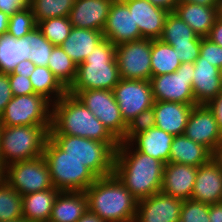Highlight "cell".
I'll return each instance as SVG.
<instances>
[{
	"label": "cell",
	"instance_id": "obj_23",
	"mask_svg": "<svg viewBox=\"0 0 222 222\" xmlns=\"http://www.w3.org/2000/svg\"><path fill=\"white\" fill-rule=\"evenodd\" d=\"M174 136L154 126L153 128L135 135L129 143L143 154L169 163L170 147Z\"/></svg>",
	"mask_w": 222,
	"mask_h": 222
},
{
	"label": "cell",
	"instance_id": "obj_26",
	"mask_svg": "<svg viewBox=\"0 0 222 222\" xmlns=\"http://www.w3.org/2000/svg\"><path fill=\"white\" fill-rule=\"evenodd\" d=\"M200 37H207L217 19V8L179 2L174 11Z\"/></svg>",
	"mask_w": 222,
	"mask_h": 222
},
{
	"label": "cell",
	"instance_id": "obj_48",
	"mask_svg": "<svg viewBox=\"0 0 222 222\" xmlns=\"http://www.w3.org/2000/svg\"><path fill=\"white\" fill-rule=\"evenodd\" d=\"M207 38L218 44L219 46H222V21L218 18L211 28V31L209 32Z\"/></svg>",
	"mask_w": 222,
	"mask_h": 222
},
{
	"label": "cell",
	"instance_id": "obj_42",
	"mask_svg": "<svg viewBox=\"0 0 222 222\" xmlns=\"http://www.w3.org/2000/svg\"><path fill=\"white\" fill-rule=\"evenodd\" d=\"M169 45L174 48L181 63H194L200 56L201 41H189V43Z\"/></svg>",
	"mask_w": 222,
	"mask_h": 222
},
{
	"label": "cell",
	"instance_id": "obj_17",
	"mask_svg": "<svg viewBox=\"0 0 222 222\" xmlns=\"http://www.w3.org/2000/svg\"><path fill=\"white\" fill-rule=\"evenodd\" d=\"M134 22L137 24L140 34L144 39H160L168 11L154 6L148 0H123Z\"/></svg>",
	"mask_w": 222,
	"mask_h": 222
},
{
	"label": "cell",
	"instance_id": "obj_54",
	"mask_svg": "<svg viewBox=\"0 0 222 222\" xmlns=\"http://www.w3.org/2000/svg\"><path fill=\"white\" fill-rule=\"evenodd\" d=\"M77 222H105L89 210Z\"/></svg>",
	"mask_w": 222,
	"mask_h": 222
},
{
	"label": "cell",
	"instance_id": "obj_20",
	"mask_svg": "<svg viewBox=\"0 0 222 222\" xmlns=\"http://www.w3.org/2000/svg\"><path fill=\"white\" fill-rule=\"evenodd\" d=\"M191 199L207 204L222 202V170L212 159L197 168Z\"/></svg>",
	"mask_w": 222,
	"mask_h": 222
},
{
	"label": "cell",
	"instance_id": "obj_7",
	"mask_svg": "<svg viewBox=\"0 0 222 222\" xmlns=\"http://www.w3.org/2000/svg\"><path fill=\"white\" fill-rule=\"evenodd\" d=\"M49 138L69 157L80 161L98 178L113 174L115 151L107 143L63 134H49Z\"/></svg>",
	"mask_w": 222,
	"mask_h": 222
},
{
	"label": "cell",
	"instance_id": "obj_38",
	"mask_svg": "<svg viewBox=\"0 0 222 222\" xmlns=\"http://www.w3.org/2000/svg\"><path fill=\"white\" fill-rule=\"evenodd\" d=\"M37 27L35 16L29 6L9 16L8 34L20 39Z\"/></svg>",
	"mask_w": 222,
	"mask_h": 222
},
{
	"label": "cell",
	"instance_id": "obj_3",
	"mask_svg": "<svg viewBox=\"0 0 222 222\" xmlns=\"http://www.w3.org/2000/svg\"><path fill=\"white\" fill-rule=\"evenodd\" d=\"M88 210L105 222H134L137 200L111 174L99 177L85 191Z\"/></svg>",
	"mask_w": 222,
	"mask_h": 222
},
{
	"label": "cell",
	"instance_id": "obj_29",
	"mask_svg": "<svg viewBox=\"0 0 222 222\" xmlns=\"http://www.w3.org/2000/svg\"><path fill=\"white\" fill-rule=\"evenodd\" d=\"M30 51L29 33L20 39L8 33L0 36V73H10L20 61L28 60Z\"/></svg>",
	"mask_w": 222,
	"mask_h": 222
},
{
	"label": "cell",
	"instance_id": "obj_35",
	"mask_svg": "<svg viewBox=\"0 0 222 222\" xmlns=\"http://www.w3.org/2000/svg\"><path fill=\"white\" fill-rule=\"evenodd\" d=\"M22 217V196L2 178L0 180V222Z\"/></svg>",
	"mask_w": 222,
	"mask_h": 222
},
{
	"label": "cell",
	"instance_id": "obj_22",
	"mask_svg": "<svg viewBox=\"0 0 222 222\" xmlns=\"http://www.w3.org/2000/svg\"><path fill=\"white\" fill-rule=\"evenodd\" d=\"M192 89L196 104H209L222 92L219 68L208 62L195 61Z\"/></svg>",
	"mask_w": 222,
	"mask_h": 222
},
{
	"label": "cell",
	"instance_id": "obj_33",
	"mask_svg": "<svg viewBox=\"0 0 222 222\" xmlns=\"http://www.w3.org/2000/svg\"><path fill=\"white\" fill-rule=\"evenodd\" d=\"M48 68L66 89L75 80L77 64L65 53L61 46L53 47L48 60Z\"/></svg>",
	"mask_w": 222,
	"mask_h": 222
},
{
	"label": "cell",
	"instance_id": "obj_8",
	"mask_svg": "<svg viewBox=\"0 0 222 222\" xmlns=\"http://www.w3.org/2000/svg\"><path fill=\"white\" fill-rule=\"evenodd\" d=\"M52 103L40 94L13 96L0 116V126L51 125Z\"/></svg>",
	"mask_w": 222,
	"mask_h": 222
},
{
	"label": "cell",
	"instance_id": "obj_37",
	"mask_svg": "<svg viewBox=\"0 0 222 222\" xmlns=\"http://www.w3.org/2000/svg\"><path fill=\"white\" fill-rule=\"evenodd\" d=\"M29 44L31 51L29 60L36 66L48 67V60L54 45L36 27L29 32Z\"/></svg>",
	"mask_w": 222,
	"mask_h": 222
},
{
	"label": "cell",
	"instance_id": "obj_31",
	"mask_svg": "<svg viewBox=\"0 0 222 222\" xmlns=\"http://www.w3.org/2000/svg\"><path fill=\"white\" fill-rule=\"evenodd\" d=\"M176 51L161 39L152 40L151 68L152 76L173 73L181 65Z\"/></svg>",
	"mask_w": 222,
	"mask_h": 222
},
{
	"label": "cell",
	"instance_id": "obj_24",
	"mask_svg": "<svg viewBox=\"0 0 222 222\" xmlns=\"http://www.w3.org/2000/svg\"><path fill=\"white\" fill-rule=\"evenodd\" d=\"M88 211L83 191H60L55 199L49 222H77Z\"/></svg>",
	"mask_w": 222,
	"mask_h": 222
},
{
	"label": "cell",
	"instance_id": "obj_10",
	"mask_svg": "<svg viewBox=\"0 0 222 222\" xmlns=\"http://www.w3.org/2000/svg\"><path fill=\"white\" fill-rule=\"evenodd\" d=\"M194 63H182L173 73L152 76L150 79L154 101H171L197 105L192 89Z\"/></svg>",
	"mask_w": 222,
	"mask_h": 222
},
{
	"label": "cell",
	"instance_id": "obj_28",
	"mask_svg": "<svg viewBox=\"0 0 222 222\" xmlns=\"http://www.w3.org/2000/svg\"><path fill=\"white\" fill-rule=\"evenodd\" d=\"M60 191L54 187L22 196L23 217L29 222H47Z\"/></svg>",
	"mask_w": 222,
	"mask_h": 222
},
{
	"label": "cell",
	"instance_id": "obj_16",
	"mask_svg": "<svg viewBox=\"0 0 222 222\" xmlns=\"http://www.w3.org/2000/svg\"><path fill=\"white\" fill-rule=\"evenodd\" d=\"M183 200L156 193L137 202L134 222H180Z\"/></svg>",
	"mask_w": 222,
	"mask_h": 222
},
{
	"label": "cell",
	"instance_id": "obj_44",
	"mask_svg": "<svg viewBox=\"0 0 222 222\" xmlns=\"http://www.w3.org/2000/svg\"><path fill=\"white\" fill-rule=\"evenodd\" d=\"M12 97L8 73H0V116Z\"/></svg>",
	"mask_w": 222,
	"mask_h": 222
},
{
	"label": "cell",
	"instance_id": "obj_34",
	"mask_svg": "<svg viewBox=\"0 0 222 222\" xmlns=\"http://www.w3.org/2000/svg\"><path fill=\"white\" fill-rule=\"evenodd\" d=\"M76 0H29L36 22L54 17H68Z\"/></svg>",
	"mask_w": 222,
	"mask_h": 222
},
{
	"label": "cell",
	"instance_id": "obj_55",
	"mask_svg": "<svg viewBox=\"0 0 222 222\" xmlns=\"http://www.w3.org/2000/svg\"><path fill=\"white\" fill-rule=\"evenodd\" d=\"M217 18L222 21V1H220L217 8Z\"/></svg>",
	"mask_w": 222,
	"mask_h": 222
},
{
	"label": "cell",
	"instance_id": "obj_58",
	"mask_svg": "<svg viewBox=\"0 0 222 222\" xmlns=\"http://www.w3.org/2000/svg\"><path fill=\"white\" fill-rule=\"evenodd\" d=\"M2 177H3V169L0 166V180L2 179Z\"/></svg>",
	"mask_w": 222,
	"mask_h": 222
},
{
	"label": "cell",
	"instance_id": "obj_9",
	"mask_svg": "<svg viewBox=\"0 0 222 222\" xmlns=\"http://www.w3.org/2000/svg\"><path fill=\"white\" fill-rule=\"evenodd\" d=\"M2 178L21 196L54 187L43 156L9 164Z\"/></svg>",
	"mask_w": 222,
	"mask_h": 222
},
{
	"label": "cell",
	"instance_id": "obj_14",
	"mask_svg": "<svg viewBox=\"0 0 222 222\" xmlns=\"http://www.w3.org/2000/svg\"><path fill=\"white\" fill-rule=\"evenodd\" d=\"M184 135L205 146L210 152L222 141L213 110L207 104L193 106Z\"/></svg>",
	"mask_w": 222,
	"mask_h": 222
},
{
	"label": "cell",
	"instance_id": "obj_57",
	"mask_svg": "<svg viewBox=\"0 0 222 222\" xmlns=\"http://www.w3.org/2000/svg\"><path fill=\"white\" fill-rule=\"evenodd\" d=\"M219 76H220L221 82H222V66L219 68Z\"/></svg>",
	"mask_w": 222,
	"mask_h": 222
},
{
	"label": "cell",
	"instance_id": "obj_50",
	"mask_svg": "<svg viewBox=\"0 0 222 222\" xmlns=\"http://www.w3.org/2000/svg\"><path fill=\"white\" fill-rule=\"evenodd\" d=\"M154 6L162 8L168 12H174L179 0H148Z\"/></svg>",
	"mask_w": 222,
	"mask_h": 222
},
{
	"label": "cell",
	"instance_id": "obj_6",
	"mask_svg": "<svg viewBox=\"0 0 222 222\" xmlns=\"http://www.w3.org/2000/svg\"><path fill=\"white\" fill-rule=\"evenodd\" d=\"M54 188L59 191H85L98 178L80 161L69 157L49 137L43 151Z\"/></svg>",
	"mask_w": 222,
	"mask_h": 222
},
{
	"label": "cell",
	"instance_id": "obj_47",
	"mask_svg": "<svg viewBox=\"0 0 222 222\" xmlns=\"http://www.w3.org/2000/svg\"><path fill=\"white\" fill-rule=\"evenodd\" d=\"M208 106L213 110L219 130L222 133V92Z\"/></svg>",
	"mask_w": 222,
	"mask_h": 222
},
{
	"label": "cell",
	"instance_id": "obj_56",
	"mask_svg": "<svg viewBox=\"0 0 222 222\" xmlns=\"http://www.w3.org/2000/svg\"><path fill=\"white\" fill-rule=\"evenodd\" d=\"M4 222H6V221H4ZM7 222H29V221L27 219H25L24 217H22V218H18V219L7 221Z\"/></svg>",
	"mask_w": 222,
	"mask_h": 222
},
{
	"label": "cell",
	"instance_id": "obj_25",
	"mask_svg": "<svg viewBox=\"0 0 222 222\" xmlns=\"http://www.w3.org/2000/svg\"><path fill=\"white\" fill-rule=\"evenodd\" d=\"M103 39L102 31L72 27L69 36L60 46L79 65Z\"/></svg>",
	"mask_w": 222,
	"mask_h": 222
},
{
	"label": "cell",
	"instance_id": "obj_41",
	"mask_svg": "<svg viewBox=\"0 0 222 222\" xmlns=\"http://www.w3.org/2000/svg\"><path fill=\"white\" fill-rule=\"evenodd\" d=\"M196 61L208 62L220 68L222 66V46H219L207 37H203L201 39L200 56Z\"/></svg>",
	"mask_w": 222,
	"mask_h": 222
},
{
	"label": "cell",
	"instance_id": "obj_13",
	"mask_svg": "<svg viewBox=\"0 0 222 222\" xmlns=\"http://www.w3.org/2000/svg\"><path fill=\"white\" fill-rule=\"evenodd\" d=\"M113 93L122 118L128 125L142 111L153 107L154 98L149 80L122 79L114 87Z\"/></svg>",
	"mask_w": 222,
	"mask_h": 222
},
{
	"label": "cell",
	"instance_id": "obj_39",
	"mask_svg": "<svg viewBox=\"0 0 222 222\" xmlns=\"http://www.w3.org/2000/svg\"><path fill=\"white\" fill-rule=\"evenodd\" d=\"M180 222H210L209 204L192 199L183 200Z\"/></svg>",
	"mask_w": 222,
	"mask_h": 222
},
{
	"label": "cell",
	"instance_id": "obj_2",
	"mask_svg": "<svg viewBox=\"0 0 222 222\" xmlns=\"http://www.w3.org/2000/svg\"><path fill=\"white\" fill-rule=\"evenodd\" d=\"M49 134L84 137L107 143L114 151L120 142L75 95L68 92L52 104Z\"/></svg>",
	"mask_w": 222,
	"mask_h": 222
},
{
	"label": "cell",
	"instance_id": "obj_27",
	"mask_svg": "<svg viewBox=\"0 0 222 222\" xmlns=\"http://www.w3.org/2000/svg\"><path fill=\"white\" fill-rule=\"evenodd\" d=\"M211 159V152L184 134L174 136L169 162L199 167Z\"/></svg>",
	"mask_w": 222,
	"mask_h": 222
},
{
	"label": "cell",
	"instance_id": "obj_36",
	"mask_svg": "<svg viewBox=\"0 0 222 222\" xmlns=\"http://www.w3.org/2000/svg\"><path fill=\"white\" fill-rule=\"evenodd\" d=\"M37 27L54 46H60L69 36L73 26L69 17H54L38 22Z\"/></svg>",
	"mask_w": 222,
	"mask_h": 222
},
{
	"label": "cell",
	"instance_id": "obj_12",
	"mask_svg": "<svg viewBox=\"0 0 222 222\" xmlns=\"http://www.w3.org/2000/svg\"><path fill=\"white\" fill-rule=\"evenodd\" d=\"M152 39H140L116 46V61L122 79L149 80Z\"/></svg>",
	"mask_w": 222,
	"mask_h": 222
},
{
	"label": "cell",
	"instance_id": "obj_46",
	"mask_svg": "<svg viewBox=\"0 0 222 222\" xmlns=\"http://www.w3.org/2000/svg\"><path fill=\"white\" fill-rule=\"evenodd\" d=\"M36 65H34L29 59L20 61L14 69L8 74H19L29 77L34 71Z\"/></svg>",
	"mask_w": 222,
	"mask_h": 222
},
{
	"label": "cell",
	"instance_id": "obj_51",
	"mask_svg": "<svg viewBox=\"0 0 222 222\" xmlns=\"http://www.w3.org/2000/svg\"><path fill=\"white\" fill-rule=\"evenodd\" d=\"M211 159L222 170V141L212 150V152H211Z\"/></svg>",
	"mask_w": 222,
	"mask_h": 222
},
{
	"label": "cell",
	"instance_id": "obj_43",
	"mask_svg": "<svg viewBox=\"0 0 222 222\" xmlns=\"http://www.w3.org/2000/svg\"><path fill=\"white\" fill-rule=\"evenodd\" d=\"M10 88L13 96L34 94L29 77L19 74H8Z\"/></svg>",
	"mask_w": 222,
	"mask_h": 222
},
{
	"label": "cell",
	"instance_id": "obj_1",
	"mask_svg": "<svg viewBox=\"0 0 222 222\" xmlns=\"http://www.w3.org/2000/svg\"><path fill=\"white\" fill-rule=\"evenodd\" d=\"M164 165L129 142H120L115 151L113 174L140 201L161 191Z\"/></svg>",
	"mask_w": 222,
	"mask_h": 222
},
{
	"label": "cell",
	"instance_id": "obj_18",
	"mask_svg": "<svg viewBox=\"0 0 222 222\" xmlns=\"http://www.w3.org/2000/svg\"><path fill=\"white\" fill-rule=\"evenodd\" d=\"M196 175L197 167L180 163H166L160 192L182 200L191 199Z\"/></svg>",
	"mask_w": 222,
	"mask_h": 222
},
{
	"label": "cell",
	"instance_id": "obj_32",
	"mask_svg": "<svg viewBox=\"0 0 222 222\" xmlns=\"http://www.w3.org/2000/svg\"><path fill=\"white\" fill-rule=\"evenodd\" d=\"M160 39L168 44H183L189 41H201L202 37L198 36L175 12H169Z\"/></svg>",
	"mask_w": 222,
	"mask_h": 222
},
{
	"label": "cell",
	"instance_id": "obj_19",
	"mask_svg": "<svg viewBox=\"0 0 222 222\" xmlns=\"http://www.w3.org/2000/svg\"><path fill=\"white\" fill-rule=\"evenodd\" d=\"M113 0H76L69 13L73 27L103 31Z\"/></svg>",
	"mask_w": 222,
	"mask_h": 222
},
{
	"label": "cell",
	"instance_id": "obj_30",
	"mask_svg": "<svg viewBox=\"0 0 222 222\" xmlns=\"http://www.w3.org/2000/svg\"><path fill=\"white\" fill-rule=\"evenodd\" d=\"M36 94L43 95L52 104L67 93V89L53 75L48 67L36 66L29 76Z\"/></svg>",
	"mask_w": 222,
	"mask_h": 222
},
{
	"label": "cell",
	"instance_id": "obj_5",
	"mask_svg": "<svg viewBox=\"0 0 222 222\" xmlns=\"http://www.w3.org/2000/svg\"><path fill=\"white\" fill-rule=\"evenodd\" d=\"M51 125L0 126V166L43 156Z\"/></svg>",
	"mask_w": 222,
	"mask_h": 222
},
{
	"label": "cell",
	"instance_id": "obj_49",
	"mask_svg": "<svg viewBox=\"0 0 222 222\" xmlns=\"http://www.w3.org/2000/svg\"><path fill=\"white\" fill-rule=\"evenodd\" d=\"M210 222H222V202L209 204Z\"/></svg>",
	"mask_w": 222,
	"mask_h": 222
},
{
	"label": "cell",
	"instance_id": "obj_52",
	"mask_svg": "<svg viewBox=\"0 0 222 222\" xmlns=\"http://www.w3.org/2000/svg\"><path fill=\"white\" fill-rule=\"evenodd\" d=\"M179 2H190L194 4L218 8L220 0H179Z\"/></svg>",
	"mask_w": 222,
	"mask_h": 222
},
{
	"label": "cell",
	"instance_id": "obj_11",
	"mask_svg": "<svg viewBox=\"0 0 222 222\" xmlns=\"http://www.w3.org/2000/svg\"><path fill=\"white\" fill-rule=\"evenodd\" d=\"M76 97L81 100L119 142L124 139L127 124L122 118L113 91L91 89L80 91Z\"/></svg>",
	"mask_w": 222,
	"mask_h": 222
},
{
	"label": "cell",
	"instance_id": "obj_40",
	"mask_svg": "<svg viewBox=\"0 0 222 222\" xmlns=\"http://www.w3.org/2000/svg\"><path fill=\"white\" fill-rule=\"evenodd\" d=\"M155 126V112L153 107L142 111L127 125L126 134L121 142H129L135 135L147 131Z\"/></svg>",
	"mask_w": 222,
	"mask_h": 222
},
{
	"label": "cell",
	"instance_id": "obj_53",
	"mask_svg": "<svg viewBox=\"0 0 222 222\" xmlns=\"http://www.w3.org/2000/svg\"><path fill=\"white\" fill-rule=\"evenodd\" d=\"M9 16L0 11V36L8 32Z\"/></svg>",
	"mask_w": 222,
	"mask_h": 222
},
{
	"label": "cell",
	"instance_id": "obj_21",
	"mask_svg": "<svg viewBox=\"0 0 222 222\" xmlns=\"http://www.w3.org/2000/svg\"><path fill=\"white\" fill-rule=\"evenodd\" d=\"M193 106L171 101H154L155 126L173 136L184 134Z\"/></svg>",
	"mask_w": 222,
	"mask_h": 222
},
{
	"label": "cell",
	"instance_id": "obj_15",
	"mask_svg": "<svg viewBox=\"0 0 222 222\" xmlns=\"http://www.w3.org/2000/svg\"><path fill=\"white\" fill-rule=\"evenodd\" d=\"M102 32L103 37L115 46L143 39L132 13L123 0H113Z\"/></svg>",
	"mask_w": 222,
	"mask_h": 222
},
{
	"label": "cell",
	"instance_id": "obj_45",
	"mask_svg": "<svg viewBox=\"0 0 222 222\" xmlns=\"http://www.w3.org/2000/svg\"><path fill=\"white\" fill-rule=\"evenodd\" d=\"M29 0H0V11L8 16L28 6Z\"/></svg>",
	"mask_w": 222,
	"mask_h": 222
},
{
	"label": "cell",
	"instance_id": "obj_4",
	"mask_svg": "<svg viewBox=\"0 0 222 222\" xmlns=\"http://www.w3.org/2000/svg\"><path fill=\"white\" fill-rule=\"evenodd\" d=\"M120 80L116 46L104 38L85 61L77 65L75 80L67 92L76 96L80 91L91 89L113 91Z\"/></svg>",
	"mask_w": 222,
	"mask_h": 222
}]
</instances>
